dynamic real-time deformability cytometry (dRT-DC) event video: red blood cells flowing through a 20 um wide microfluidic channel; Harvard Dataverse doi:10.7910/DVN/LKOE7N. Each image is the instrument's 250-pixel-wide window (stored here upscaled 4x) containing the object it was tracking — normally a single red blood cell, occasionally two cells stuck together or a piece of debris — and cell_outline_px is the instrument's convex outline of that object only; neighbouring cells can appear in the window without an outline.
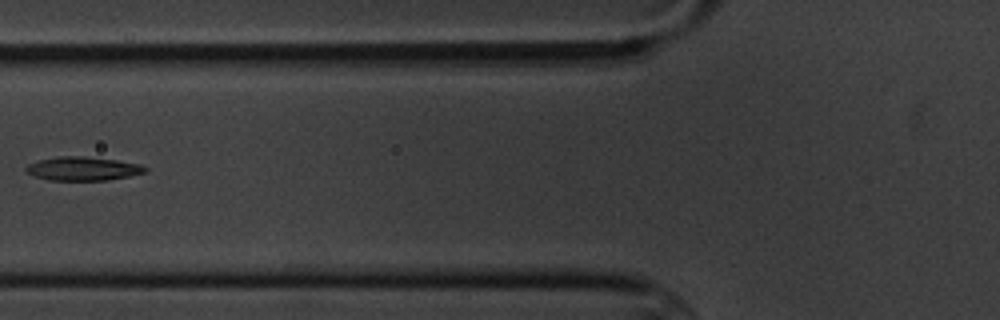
{"species": "common noctule bat (a hibernating species)", "species_latin": "Nyctalus noctula", "temperature_condition": "cold", "stored_images_in_passage": 12, "camera_frame_rate_fps": 3000, "um_per_image_px": 0.085, "animal": {"sex": "male", "body_mass_g": 20.1, "forearm_length_mm": 53.5}, "frame": {"image": 1, "passage_image": 3, "time_ms": 2.333, "image_size_px": [1000, 320], "cell_outline_px": [[148, 172], [108, 180], [48, 180], [36, 176], [28, 172], [24, 168], [28, 164], [40, 160], [56, 156], [84, 156], [116, 160], [140, 164], [148, 168]], "centroid_in_image_um": [7.07, 14.33], "position_along_channel_um": 118.7, "area_um2": 16.42}}
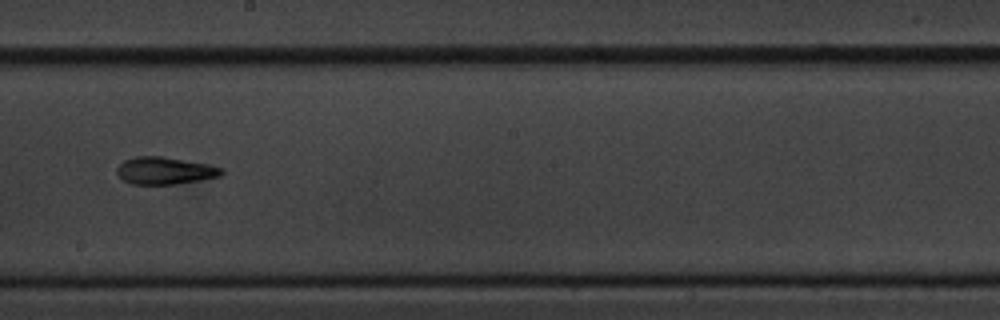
{"frame": {"image": 2, "passage_image": 6, "time_ms": 5.667, "image_size_px": [1000, 320], "cell_outline_px": [[224, 172], [220, 176], [200, 180], [176, 184], [132, 184], [124, 180], [116, 172], [116, 168], [124, 160], [136, 156], [160, 156], [208, 164], [224, 168]], "centroid_in_image_um": [14.02, 14.5], "position_along_channel_um": 234.2, "area_um2": 16.59}}
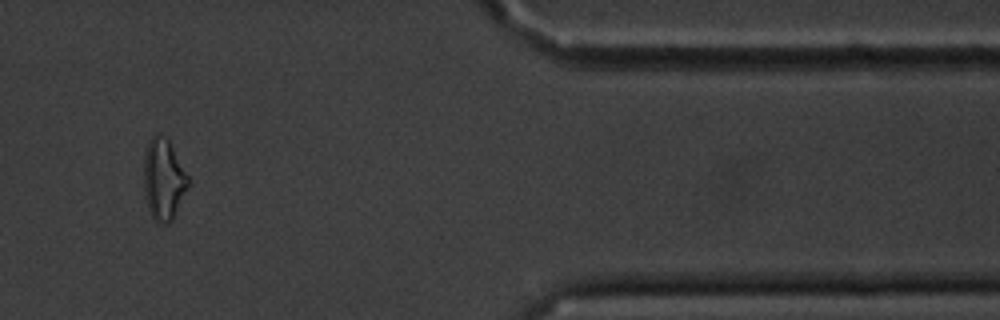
{"frame": {"image": 3, "passage_image": 10, "time_ms": 11.333, "image_size_px": [1000, 320], "cell_outline_px": [[188, 188], [172, 220], [168, 224], [160, 224], [152, 216], [148, 208], [144, 196], [144, 152], [148, 140], [156, 132], [160, 132], [168, 140], [188, 176]], "centroid_in_image_um": [13.87, 15.23], "position_along_channel_um": 397.5, "area_um2": 21.04}}